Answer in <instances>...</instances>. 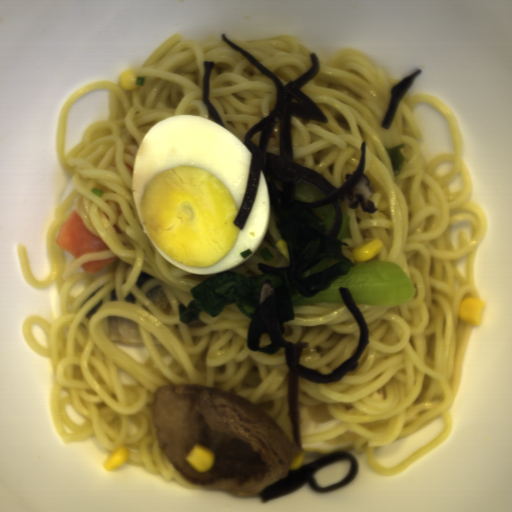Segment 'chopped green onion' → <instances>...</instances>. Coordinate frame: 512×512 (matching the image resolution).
<instances>
[{"label":"chopped green onion","instance_id":"75c4bb68","mask_svg":"<svg viewBox=\"0 0 512 512\" xmlns=\"http://www.w3.org/2000/svg\"><path fill=\"white\" fill-rule=\"evenodd\" d=\"M252 254H253V251L251 249L247 248L245 251H241L240 256L243 259H246L248 256H250Z\"/></svg>","mask_w":512,"mask_h":512},{"label":"chopped green onion","instance_id":"ed74a00b","mask_svg":"<svg viewBox=\"0 0 512 512\" xmlns=\"http://www.w3.org/2000/svg\"><path fill=\"white\" fill-rule=\"evenodd\" d=\"M265 262L274 259V256L269 251V248L265 247L258 251Z\"/></svg>","mask_w":512,"mask_h":512}]
</instances>
